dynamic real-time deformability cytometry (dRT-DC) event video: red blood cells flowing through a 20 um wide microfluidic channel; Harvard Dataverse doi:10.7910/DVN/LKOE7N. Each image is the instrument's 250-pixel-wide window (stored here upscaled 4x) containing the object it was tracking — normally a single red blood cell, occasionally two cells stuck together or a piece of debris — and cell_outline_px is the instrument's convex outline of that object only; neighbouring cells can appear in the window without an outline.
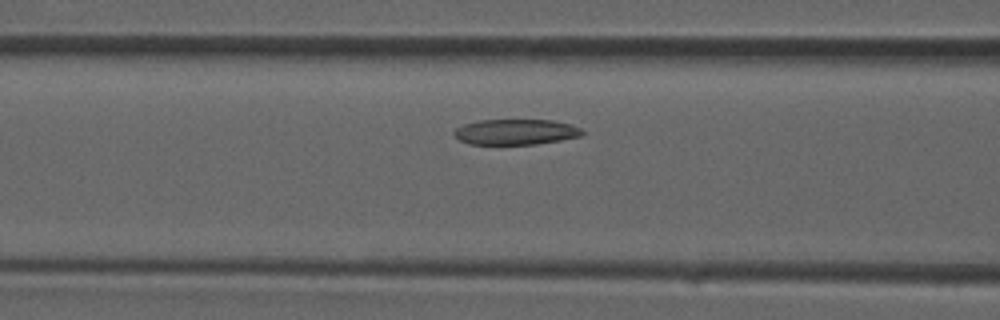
{"species": "common noctule bat (a hibernating species)", "species_latin": "Nyctalus noctula", "temperature_condition": "room temperature", "stored_images_in_passage": 33, "camera_frame_rate_fps": 3000, "um_per_image_px": 0.085, "animal": {"sex": "male", "forearm_length_mm": 52.5}, "frame": {"image": 1, "passage_image": 11, "time_ms": 3.333, "image_size_px": [1000, 320], "cell_outline_px": [[584, 136], [536, 144], [468, 144], [460, 140], [452, 132], [456, 128], [464, 124], [480, 120], [552, 120], [568, 124], [580, 128], [584, 132]], "centroid_in_image_um": [43.84, 11.22], "position_along_channel_um": 122.8, "area_um2": 19.02}}
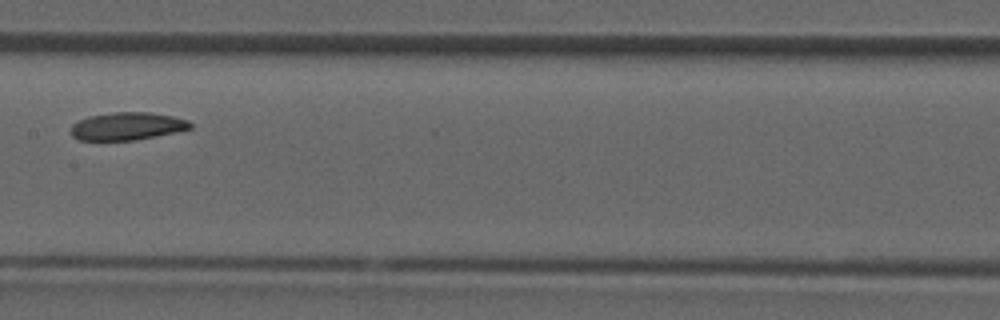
{"frame": {"image": 2, "passage_image": 15, "time_ms": 4.667, "image_size_px": [1000, 320], "cell_outline_px": [[192, 128], [176, 132], [136, 140], [80, 140], [72, 136], [72, 124], [88, 116], [112, 112], [148, 112], [172, 116], [188, 120], [192, 124]], "centroid_in_image_um": [10.82, 10.72], "position_along_channel_um": 196.6, "area_um2": 19.25}}
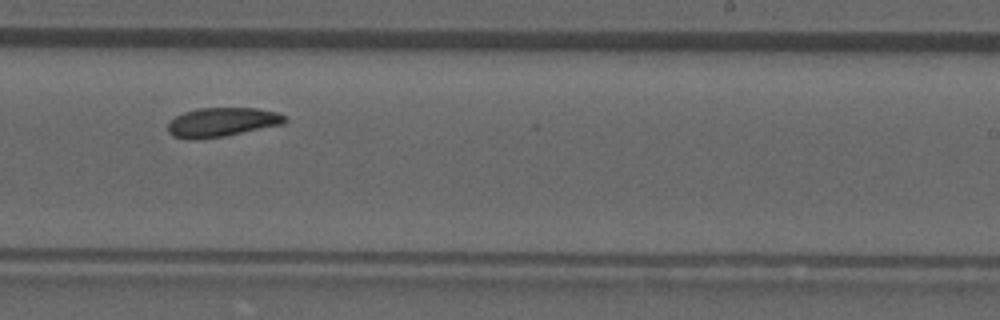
{"frame": {"image": 3, "passage_image": 19, "time_ms": 6.0, "image_size_px": [1000, 320], "cell_outline_px": [[288, 120], [280, 124], [224, 136], [196, 140], [188, 140], [172, 136], [168, 132], [168, 124], [176, 116], [184, 112], [196, 108], [256, 108], [276, 112], [284, 116]], "centroid_in_image_um": [18.8, 10.39], "position_along_channel_um": 270.2, "area_um2": 19.71}}